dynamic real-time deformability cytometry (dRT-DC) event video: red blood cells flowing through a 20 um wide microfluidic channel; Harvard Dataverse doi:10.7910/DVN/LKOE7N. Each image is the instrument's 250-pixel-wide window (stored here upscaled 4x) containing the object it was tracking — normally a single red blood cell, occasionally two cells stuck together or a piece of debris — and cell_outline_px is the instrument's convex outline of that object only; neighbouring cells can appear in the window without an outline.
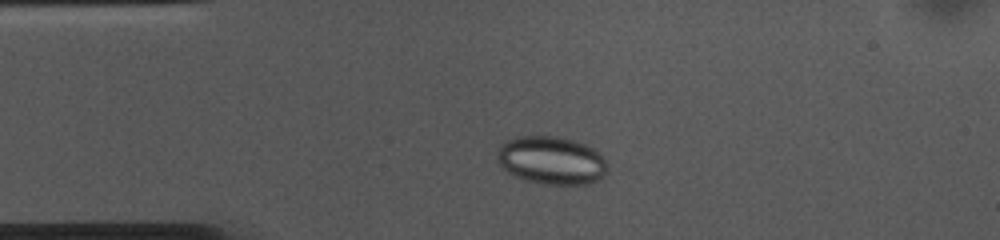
{"species": "common noctule bat (a hibernating species)", "species_latin": "Nyctalus noctula", "temperature_condition": "cold", "stored_images_in_passage": 44, "camera_frame_rate_fps": 3000, "um_per_image_px": 0.085, "animal": {"sex": "female", "body_mass_g": 10.0, "forearm_length_mm": 53.1}, "frame": {"image": 1, "passage_image": 1, "time_ms": 0.0, "image_size_px": [1000, 240], "cell_outline_px": [[608, 168], [604, 176], [588, 184], [544, 184], [528, 180], [516, 176], [508, 172], [500, 164], [496, 156], [500, 148], [508, 140], [516, 136], [556, 136], [588, 144], [608, 164]], "centroid_in_image_um": [46.89, 13.63], "position_along_channel_um": 38.1, "area_um2": 30.52}}
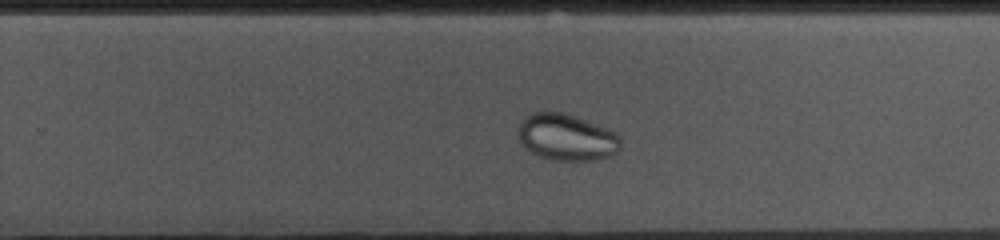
{"frame": {"image": 2, "passage_image": 23, "time_ms": 7.333, "image_size_px": [1000, 240], "cell_outline_px": [[620, 148], [616, 152], [608, 156], [596, 160], [552, 160], [540, 156], [532, 152], [520, 140], [520, 124], [524, 116], [532, 112], [564, 112], [608, 128], [616, 132], [620, 136]], "centroid_in_image_um": [48.2, 11.65], "position_along_channel_um": 281.6, "area_um2": 27.57}}
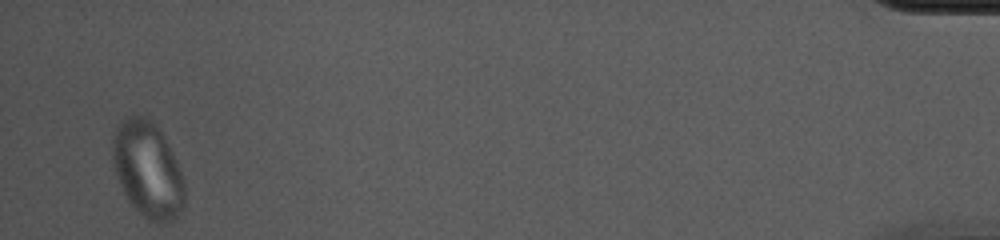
{"frame": {"image": 3, "passage_image": 42, "time_ms": 13.667, "image_size_px": [1000, 240], "cell_outline_px": [[184, 208], [172, 220], [164, 224], [160, 224], [148, 220], [128, 200], [120, 184], [112, 160], [112, 140], [116, 128], [120, 120], [124, 116], [148, 116], [164, 136], [172, 152], [180, 172], [184, 184]], "centroid_in_image_um": [12.54, 14.4], "position_along_channel_um": 422.7, "area_um2": 40.11}, "authors_computed_cell_mechanics": {"area_um2": 29.8248, "velocity_mm_per_s": 3.6116, "shape_relaxation_time_tau1_ms": null, "shape_relaxation_time_tau2_ms": 2.0068, "deformation_change_tau1": null, "deformation_change_tau2": 0.0181}}